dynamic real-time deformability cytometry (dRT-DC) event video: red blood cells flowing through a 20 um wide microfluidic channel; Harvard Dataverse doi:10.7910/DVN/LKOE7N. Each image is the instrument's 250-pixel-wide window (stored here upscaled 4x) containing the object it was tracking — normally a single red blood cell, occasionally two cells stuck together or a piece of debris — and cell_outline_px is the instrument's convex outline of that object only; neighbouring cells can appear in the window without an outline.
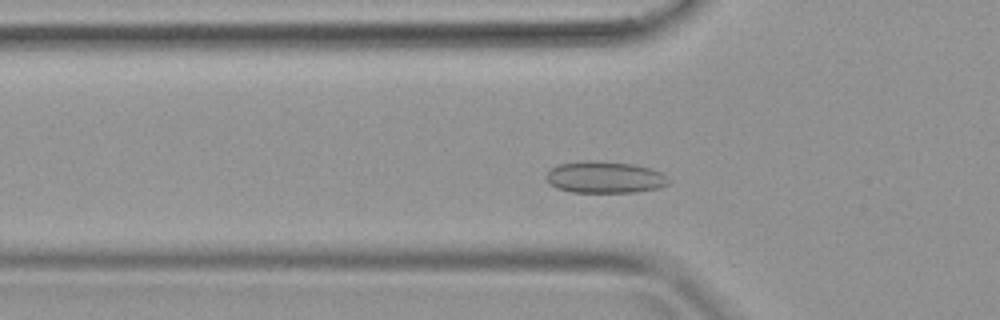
{"species": "common noctule bat (a hibernating species)", "species_latin": "Nyctalus noctula", "temperature_condition": "warm", "stored_images_in_passage": 34, "camera_frame_rate_fps": 3000, "um_per_image_px": 0.085, "animal": {"sex": "female", "body_mass_g": 19.9}, "frame": {"image": 1, "passage_image": 7, "time_ms": 2.0, "image_size_px": [1000, 320], "cell_outline_px": [[672, 180], [668, 184], [660, 188], [632, 192], [572, 192], [556, 188], [548, 184], [544, 176], [556, 164], [584, 160], [596, 160], [632, 164], [652, 168], [660, 172]], "centroid_in_image_um": [51.38, 15.06], "position_along_channel_um": 74.4, "area_um2": 23.0}}
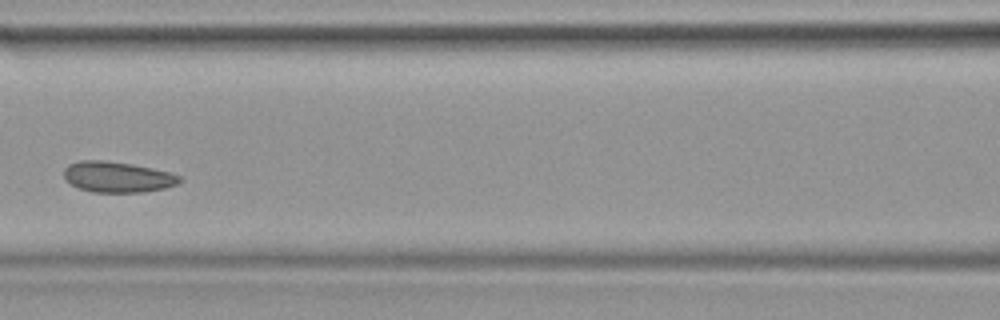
{"frame": {"image": 2, "passage_image": 12, "time_ms": 3.667, "image_size_px": [1000, 320], "cell_outline_px": [[184, 180], [176, 184], [164, 188], [144, 192], [92, 192], [80, 188], [64, 180], [64, 168], [68, 164], [80, 160], [104, 160], [132, 164], [152, 168], [168, 172], [180, 176]], "centroid_in_image_um": [9.96, 15.04], "position_along_channel_um": 156.6, "area_um2": 20.75}}
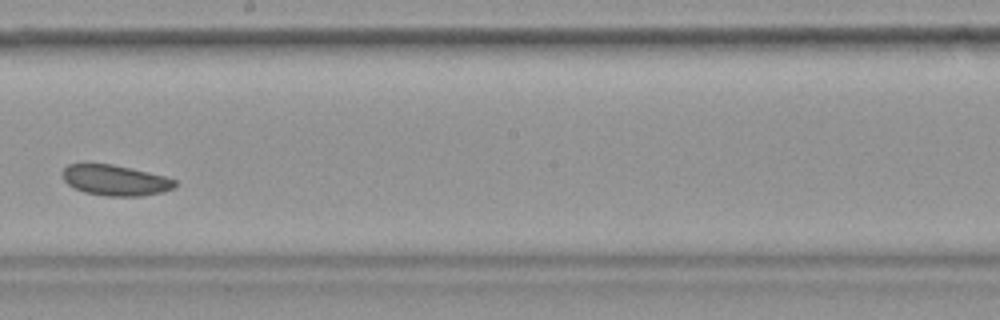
{"frame": {"image": 3, "passage_image": 17, "time_ms": 5.333, "image_size_px": [1000, 320], "cell_outline_px": [[176, 184], [172, 188], [164, 192], [140, 196], [104, 196], [84, 192], [68, 184], [64, 180], [60, 172], [68, 164], [112, 164], [132, 168], [164, 176], [176, 180]], "centroid_in_image_um": [9.78, 15.32], "position_along_channel_um": 238.4, "area_um2": 20.06}}